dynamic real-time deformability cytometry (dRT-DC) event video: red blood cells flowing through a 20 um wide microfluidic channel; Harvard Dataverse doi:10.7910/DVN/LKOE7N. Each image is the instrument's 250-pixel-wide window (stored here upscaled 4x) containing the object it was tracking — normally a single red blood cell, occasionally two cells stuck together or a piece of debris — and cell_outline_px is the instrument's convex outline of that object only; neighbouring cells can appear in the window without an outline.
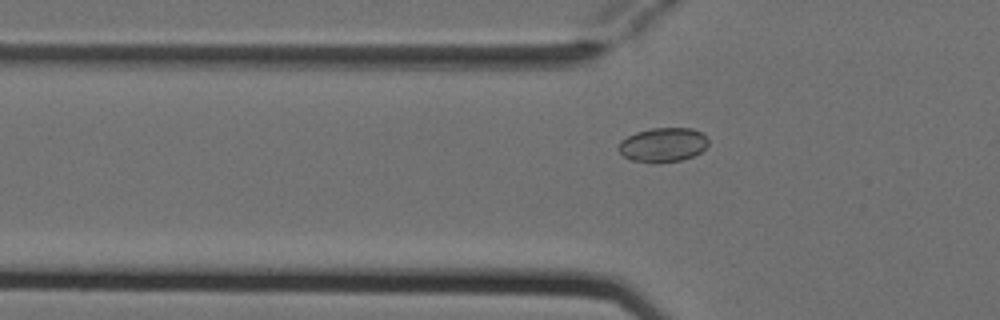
{"species": "Egyptian fruit bat (a non-hibernating species)", "species_latin": "Rousettus aegyptiacus", "temperature_condition": "cold", "stored_images_in_passage": 6, "camera_frame_rate_fps": 3000, "um_per_image_px": 0.085, "animal": {"sex": "female"}, "frame": {"image": 1, "passage_image": 6, "time_ms": 1.667, "image_size_px": [1000, 320], "cell_outline_px": [[708, 144], [700, 152], [692, 156], [680, 160], [656, 164], [652, 164], [632, 160], [624, 156], [616, 148], [620, 140], [636, 132], [652, 128], [692, 128], [700, 132], [708, 140]], "centroid_in_image_um": [56.3, 12.32], "position_along_channel_um": 69.5, "area_um2": 18.03}}